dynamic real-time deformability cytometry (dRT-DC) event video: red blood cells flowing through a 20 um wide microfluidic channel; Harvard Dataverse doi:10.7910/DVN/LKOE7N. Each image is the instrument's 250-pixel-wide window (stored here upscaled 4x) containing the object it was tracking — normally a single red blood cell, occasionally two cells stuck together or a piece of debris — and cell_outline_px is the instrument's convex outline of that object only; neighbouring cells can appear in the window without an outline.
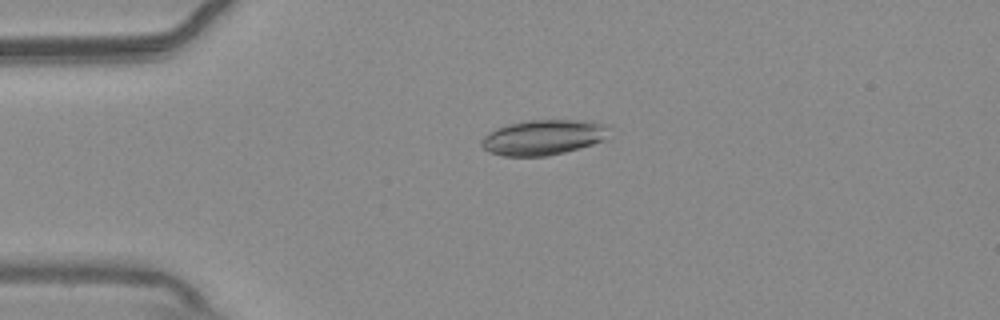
{"species": "common noctule bat (a hibernating species)", "species_latin": "Nyctalus noctula", "temperature_condition": "warm", "stored_images_in_passage": 43, "camera_frame_rate_fps": 3000, "um_per_image_px": 0.085, "animal": {"sex": "male", "body_mass_g": 20.4}, "frame": {"image": 1, "passage_image": 2, "time_ms": 0.333, "image_size_px": [1000, 320], "cell_outline_px": [[604, 128], [600, 140], [592, 144], [580, 148], [548, 156], [504, 156], [488, 152], [480, 144], [480, 140], [484, 136], [508, 124], [532, 120], [576, 120], [604, 124]], "centroid_in_image_um": [46.05, 11.7], "position_along_channel_um": 38.9, "area_um2": 25.32}}
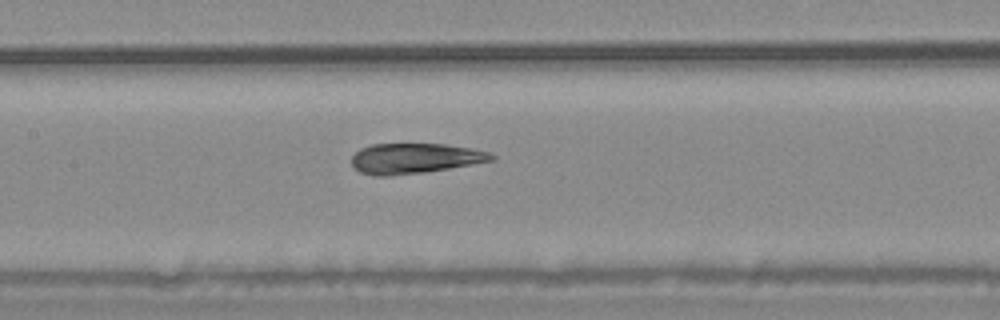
{"frame": {"image": 2, "passage_image": 15, "time_ms": 4.667, "image_size_px": [1000, 320], "cell_outline_px": [[496, 160], [424, 172], [388, 176], [376, 176], [360, 172], [352, 168], [352, 156], [360, 148], [372, 144], [444, 144], [492, 152], [496, 156]], "centroid_in_image_um": [35.24, 13.46], "position_along_channel_um": 172.2, "area_um2": 24.68}}
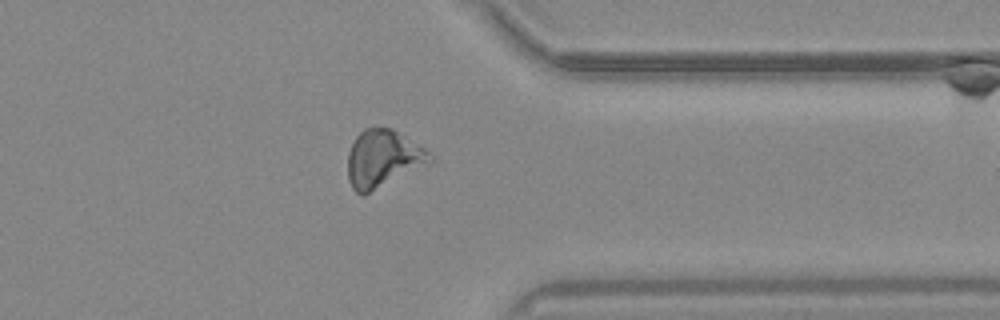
{"frame": {"image": 3, "passage_image": 32, "time_ms": 10.333, "image_size_px": [1000, 320], "cell_outline_px": [[436, 160], [364, 196], [356, 192], [352, 188], [348, 180], [348, 152], [356, 136], [364, 128], [392, 128], [424, 148]], "centroid_in_image_um": [32.54, 13.51], "position_along_channel_um": 378.9, "area_um2": 27.51}, "authors_computed_cell_mechanics": {"area_um2": 25.7788, "velocity_mm_per_s": 3.7625, "shape_relaxation_time_tau1_ms": 4.2313, "shape_relaxation_time_tau2_ms": 3.3423, "deformation_change_tau1": 0.0963, "deformation_change_tau2": 0.114}}